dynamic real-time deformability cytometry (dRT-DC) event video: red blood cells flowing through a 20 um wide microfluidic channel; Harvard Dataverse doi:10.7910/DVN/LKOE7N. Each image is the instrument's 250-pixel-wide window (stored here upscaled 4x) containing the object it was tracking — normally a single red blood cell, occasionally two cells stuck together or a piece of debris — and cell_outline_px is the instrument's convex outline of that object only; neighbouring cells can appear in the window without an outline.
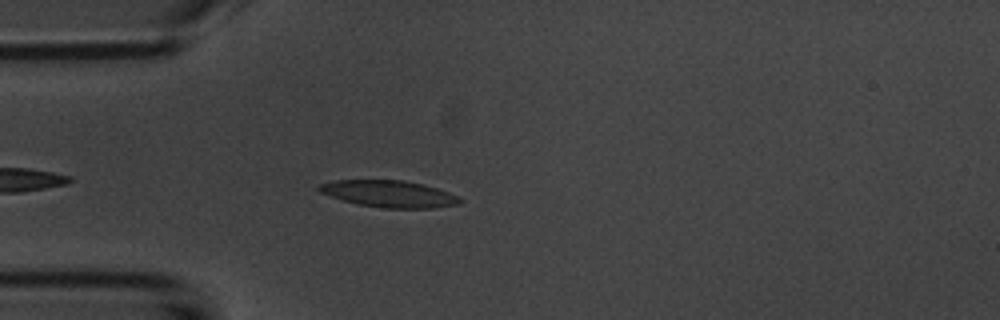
{"species": "common noctule bat (a hibernating species)", "species_latin": "Nyctalus noctula", "temperature_condition": "room temperature", "stored_images_in_passage": 29, "camera_frame_rate_fps": 3000, "um_per_image_px": 0.085, "animal": {"sex": "male", "body_mass_g": 20.1, "forearm_length_mm": 53.5}, "frame": {"image": 1, "passage_image": 5, "time_ms": 1.333, "image_size_px": [1000, 320], "cell_outline_px": [[464, 200], [460, 204], [432, 208], [384, 208], [356, 204], [320, 192], [316, 188], [320, 184], [336, 180], [404, 180], [424, 184], [460, 196]], "centroid_in_image_um": [33.12, 16.48], "position_along_channel_um": 51.9, "area_um2": 22.02}}
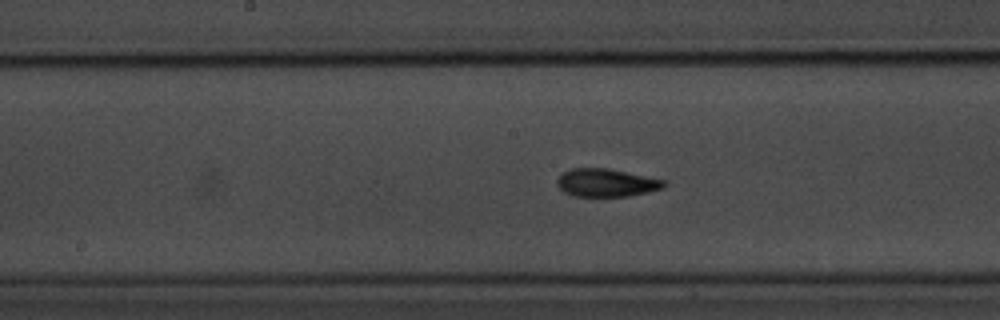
{"frame": {"image": 2, "passage_image": 14, "time_ms": 4.333, "image_size_px": [1000, 320], "cell_outline_px": [[664, 188], [648, 192], [628, 196], [576, 196], [564, 192], [556, 184], [556, 180], [564, 172], [572, 168], [608, 168], [664, 180]], "centroid_in_image_um": [51.51, 15.53], "position_along_channel_um": 196.7, "area_um2": 17.22}}
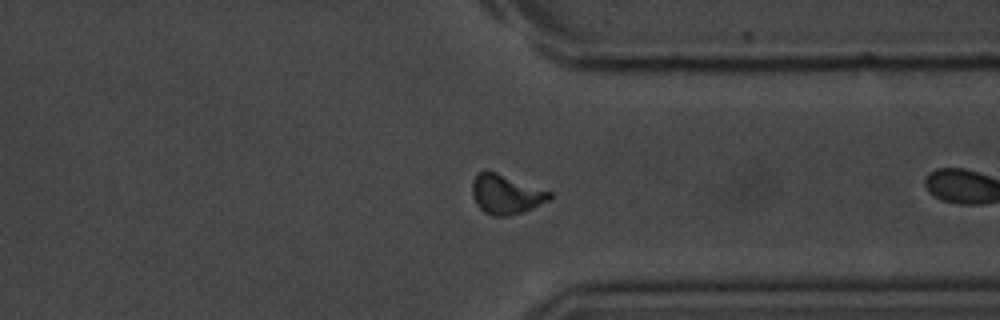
{"frame": {"image": 3, "passage_image": 28, "time_ms": 9.0, "image_size_px": [1000, 320], "cell_outline_px": [[552, 196], [548, 200], [532, 208], [508, 216], [492, 216], [484, 212], [476, 204], [472, 196], [472, 180], [476, 172], [484, 168], [496, 172], [552, 192]], "centroid_in_image_um": [42.94, 16.48], "position_along_channel_um": 368.5, "area_um2": 17.92}}